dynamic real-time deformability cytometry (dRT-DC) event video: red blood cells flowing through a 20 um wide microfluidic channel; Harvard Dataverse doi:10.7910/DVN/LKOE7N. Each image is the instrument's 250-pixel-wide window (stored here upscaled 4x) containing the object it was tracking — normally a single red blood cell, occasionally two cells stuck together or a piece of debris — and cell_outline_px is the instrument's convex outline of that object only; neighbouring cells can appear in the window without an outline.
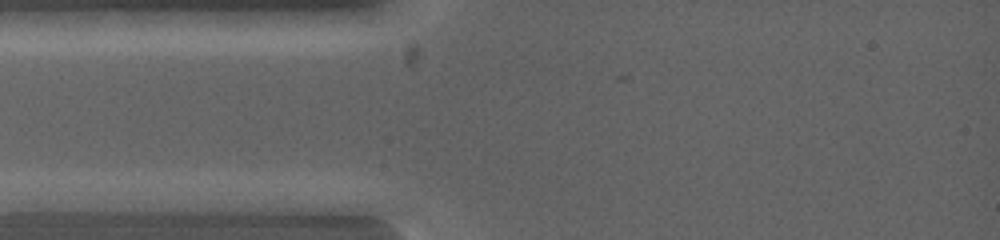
{"species": "common noctule bat (a hibernating species)", "species_latin": "Nyctalus noctula", "temperature_condition": "warm", "stored_images_in_passage": 4, "camera_frame_rate_fps": 5000, "um_per_image_px": 0.085, "animal": {"sex": "female", "body_mass_g": 19.0, "forearm_length_mm": 53.3}, "frame": {"image": 1, "passage_image": 1, "time_ms": 0.0, "image_size_px": [1000, 240], "cell_outline_px": [[148, 200], [96, 212], [28, 212], [12, 200], [80, 192]], "centroid_in_image_um": [6.33, 17.24], "position_along_channel_um": 78.7, "area_um2": 12.77}}